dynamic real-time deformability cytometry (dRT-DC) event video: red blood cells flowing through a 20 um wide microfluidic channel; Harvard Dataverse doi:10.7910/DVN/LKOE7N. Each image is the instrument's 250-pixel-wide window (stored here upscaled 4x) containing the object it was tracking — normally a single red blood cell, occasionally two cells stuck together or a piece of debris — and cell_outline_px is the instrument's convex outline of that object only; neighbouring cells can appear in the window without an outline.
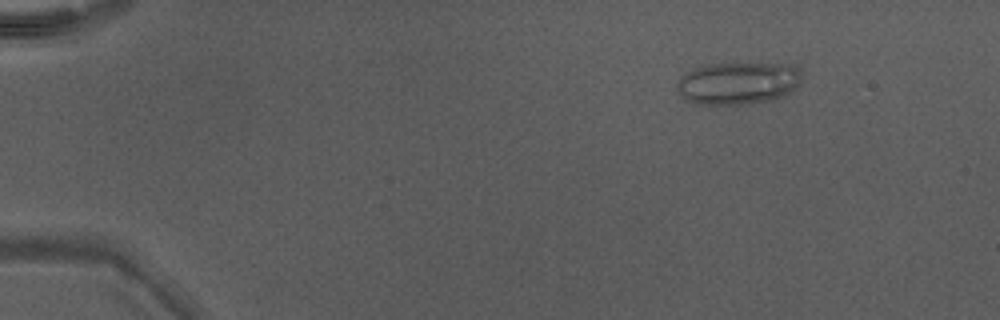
{"species": "Egyptian fruit bat (a non-hibernating species)", "species_latin": "Rousettus aegyptiacus", "temperature_condition": "warm", "stored_images_in_passage": 23, "camera_frame_rate_fps": 3000, "um_per_image_px": 0.085, "animal": {"sex": "male"}, "frame": {"image": 1, "passage_image": 1, "time_ms": 0.0, "image_size_px": [1000, 320], "cell_outline_px": [[800, 84], [796, 88], [784, 96], [772, 100], [748, 104], [696, 104], [680, 96], [676, 92], [676, 84], [680, 76], [704, 64], [788, 64], [796, 72], [800, 80]], "centroid_in_image_um": [62.65, 7.09], "position_along_channel_um": 22.3, "area_um2": 30.58}}
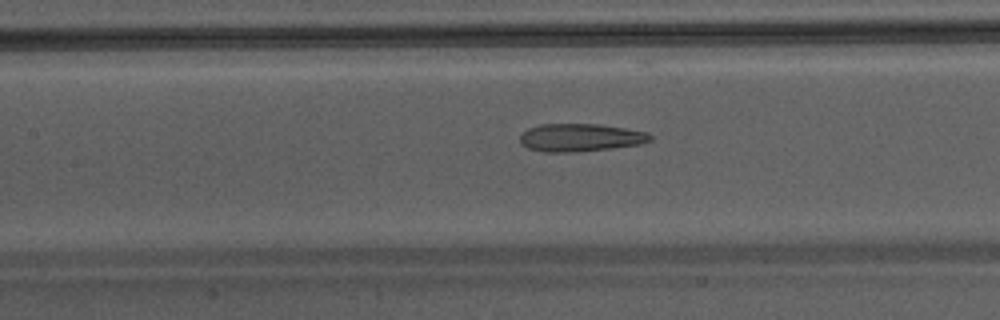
{"frame": {"image": 2, "passage_image": 18, "time_ms": 5.667, "image_size_px": [1000, 320], "cell_outline_px": [[652, 140], [640, 144], [612, 148], [576, 152], [544, 152], [528, 148], [520, 144], [520, 136], [528, 128], [540, 124], [600, 124], [648, 132], [652, 136]], "centroid_in_image_um": [49.33, 11.69], "position_along_channel_um": 158.1, "area_um2": 21.21}}
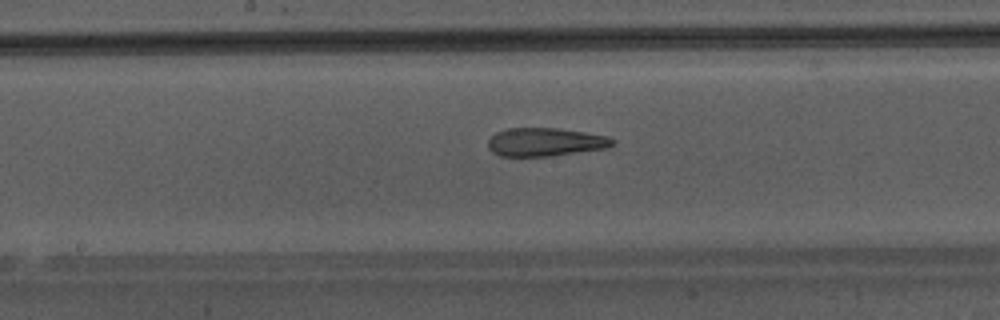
{"frame": {"image": 3, "passage_image": 21, "time_ms": 6.667, "image_size_px": [1000, 320], "cell_outline_px": [[616, 144], [608, 148], [548, 156], [500, 156], [492, 152], [488, 148], [488, 140], [496, 132], [508, 128], [556, 128], [584, 132], [608, 136], [616, 140]], "centroid_in_image_um": [46.37, 12.07], "position_along_channel_um": 201.8, "area_um2": 20.63}}